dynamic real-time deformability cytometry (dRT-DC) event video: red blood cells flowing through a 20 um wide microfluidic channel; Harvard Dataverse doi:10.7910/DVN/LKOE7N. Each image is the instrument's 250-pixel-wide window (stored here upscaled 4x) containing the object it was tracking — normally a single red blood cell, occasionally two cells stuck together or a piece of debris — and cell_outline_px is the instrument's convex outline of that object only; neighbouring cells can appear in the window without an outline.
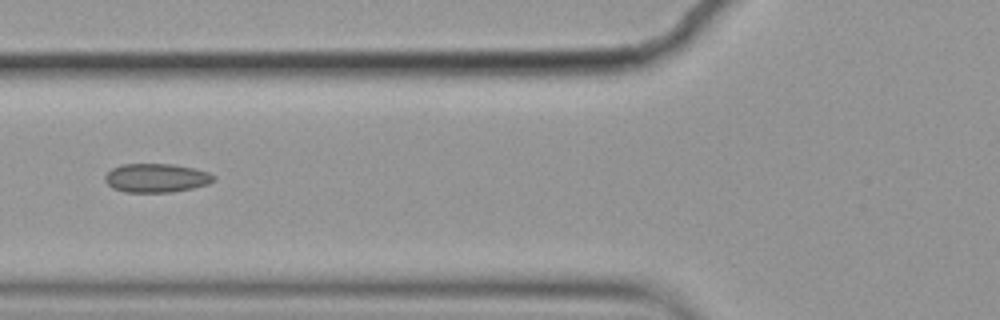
{"species": "common noctule bat (a hibernating species)", "species_latin": "Nyctalus noctula", "temperature_condition": "cold", "stored_images_in_passage": 9, "camera_frame_rate_fps": 3000, "um_per_image_px": 0.085, "animal": {"sex": "female", "body_mass_g": 19.9}, "frame": {"image": 1, "passage_image": 4, "time_ms": 1.0, "image_size_px": [1000, 320], "cell_outline_px": [[216, 180], [208, 184], [192, 188], [172, 192], [124, 192], [112, 188], [104, 180], [104, 176], [112, 168], [120, 164], [172, 164], [192, 168], [208, 172], [216, 176]], "centroid_in_image_um": [13.27, 15.13], "position_along_channel_um": 112.5, "area_um2": 18.32}}
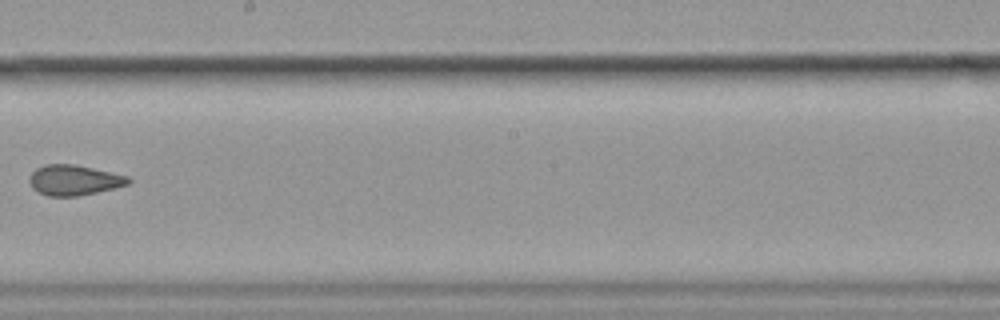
{"frame": {"image": 2, "passage_image": 7, "time_ms": 2.0, "image_size_px": [1000, 320], "cell_outline_px": [[132, 180], [128, 184], [96, 192], [76, 196], [48, 196], [32, 188], [28, 180], [28, 176], [36, 168], [44, 164], [76, 164], [128, 176]], "centroid_in_image_um": [6.25, 15.29], "position_along_channel_um": 241.9, "area_um2": 17.46}}
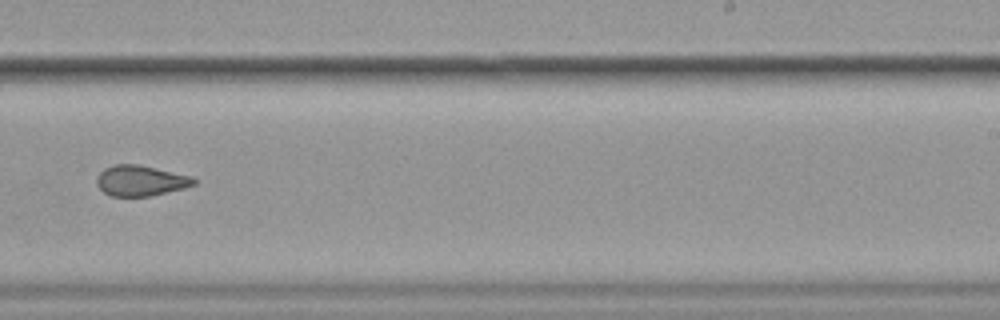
{"frame": {"image": 3, "passage_image": 8, "time_ms": 2.333, "image_size_px": [1000, 320], "cell_outline_px": [[196, 184], [184, 188], [148, 196], [112, 196], [104, 192], [96, 184], [96, 176], [104, 168], [112, 164], [140, 164], [192, 176], [196, 180]], "centroid_in_image_um": [11.93, 15.34], "position_along_channel_um": 277.1, "area_um2": 17.4}}